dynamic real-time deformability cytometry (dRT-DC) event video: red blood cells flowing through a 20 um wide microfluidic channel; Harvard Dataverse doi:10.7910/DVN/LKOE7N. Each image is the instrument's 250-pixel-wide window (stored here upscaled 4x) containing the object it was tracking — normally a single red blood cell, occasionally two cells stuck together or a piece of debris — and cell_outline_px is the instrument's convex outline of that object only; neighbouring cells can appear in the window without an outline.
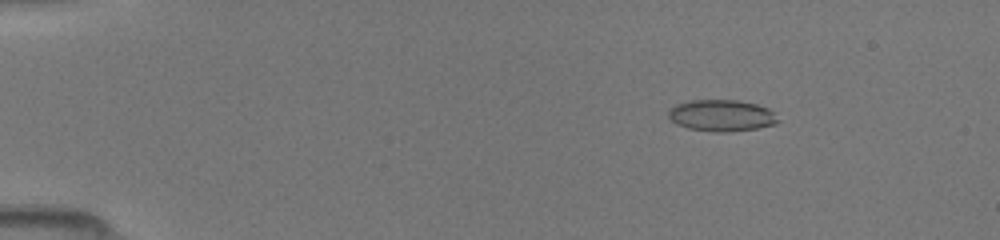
{"species": "common noctule bat (a hibernating species)", "species_latin": "Nyctalus noctula", "temperature_condition": "room temperature", "stored_images_in_passage": 50, "camera_frame_rate_fps": 3000, "um_per_image_px": 0.085, "animal": {"sex": "female", "body_mass_g": 19.5, "forearm_length_mm": 54.1}, "frame": {"image": 1, "passage_image": 8, "time_ms": 2.333, "image_size_px": [1000, 240], "cell_outline_px": [[780, 120], [776, 124], [756, 128], [728, 132], [712, 132], [688, 128], [676, 124], [668, 116], [668, 108], [676, 104], [688, 100], [736, 100], [756, 104], [768, 108]], "centroid_in_image_um": [61.3, 9.82], "position_along_channel_um": 23.7, "area_um2": 20.23}}
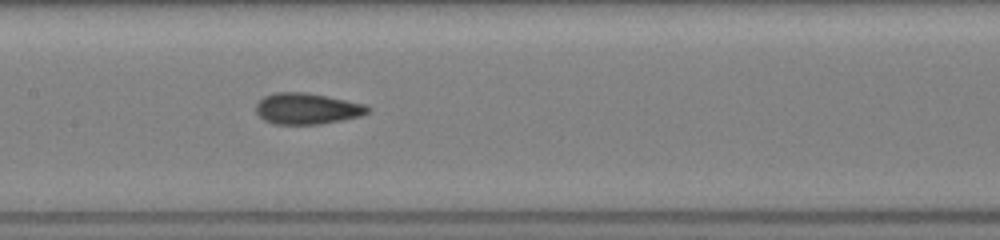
{"frame": {"image": 2, "passage_image": 26, "time_ms": 8.333, "image_size_px": [1000, 240], "cell_outline_px": [[372, 108], [368, 112], [360, 116], [344, 120], [320, 124], [272, 124], [264, 120], [256, 112], [256, 104], [264, 96], [276, 92], [308, 92], [368, 104]], "centroid_in_image_um": [26.14, 9.23], "position_along_channel_um": 181.3, "area_um2": 20.58}}
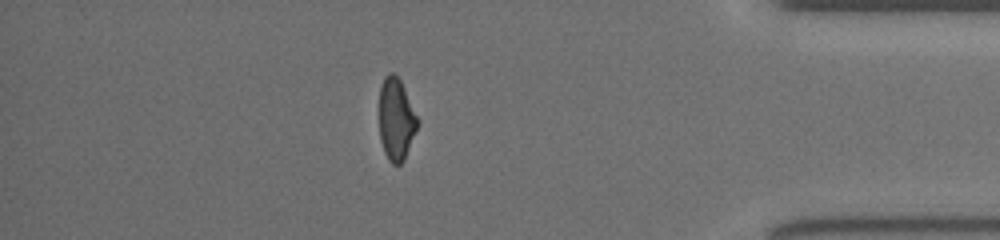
{"frame": {"image": 3, "passage_image": 44, "time_ms": 14.333, "image_size_px": [1000, 240], "cell_outline_px": [[416, 128], [404, 160], [400, 164], [392, 164], [388, 160], [384, 152], [380, 140], [380, 84], [384, 76], [388, 72], [392, 72], [400, 80], [416, 116]], "centroid_in_image_um": [33.62, 10.14], "position_along_channel_um": 401.6, "area_um2": 17.8}}